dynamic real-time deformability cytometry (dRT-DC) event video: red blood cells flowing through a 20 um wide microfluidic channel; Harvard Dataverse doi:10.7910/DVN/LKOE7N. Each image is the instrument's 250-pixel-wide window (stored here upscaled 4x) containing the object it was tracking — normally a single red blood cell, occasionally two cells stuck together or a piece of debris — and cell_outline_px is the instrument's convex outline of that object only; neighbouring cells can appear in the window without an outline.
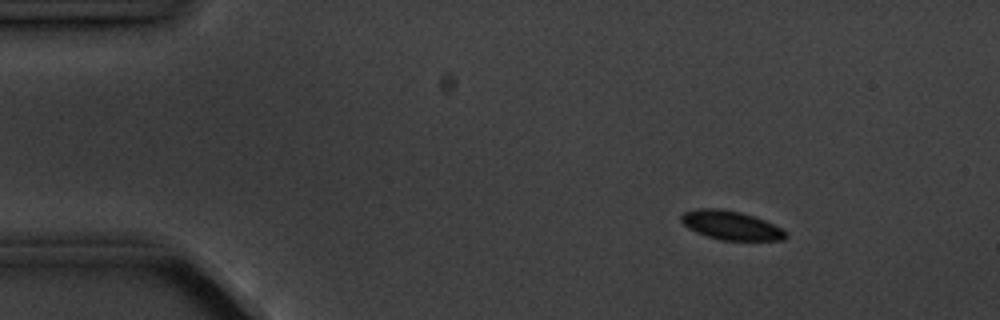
{"species": "common noctule bat (a hibernating species)", "species_latin": "Nyctalus noctula", "temperature_condition": "cold", "stored_images_in_passage": 7, "camera_frame_rate_fps": 3000, "um_per_image_px": 0.085, "animal": {"sex": "male", "body_mass_g": 20.1, "forearm_length_mm": 53.5}, "frame": {"image": 1, "passage_image": 3, "time_ms": 2.333, "image_size_px": [1000, 320], "cell_outline_px": [[788, 236], [784, 240], [720, 240], [696, 232], [688, 228], [680, 220], [680, 216], [684, 212], [696, 208], [720, 208], [740, 212], [764, 220], [788, 232]], "centroid_in_image_um": [62.11, 19.15], "position_along_channel_um": 22.9, "area_um2": 17.57}}
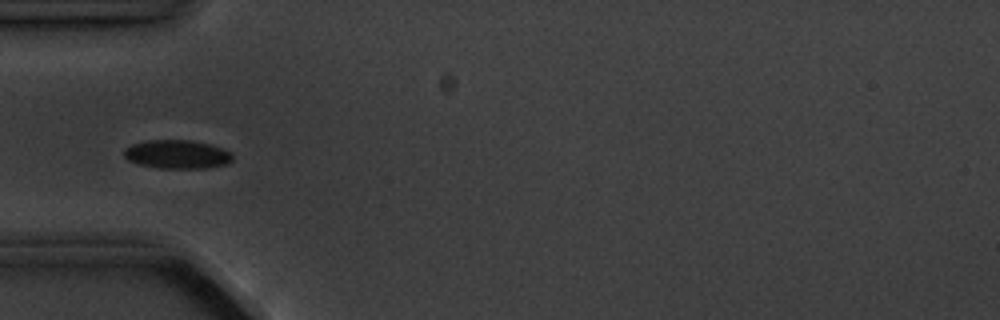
{"frame": {"image": 2, "passage_image": 6, "time_ms": 5.667, "image_size_px": [1000, 320], "cell_outline_px": [[232, 160], [228, 164], [208, 168], [156, 168], [136, 164], [128, 160], [124, 156], [124, 148], [132, 144], [144, 140], [192, 140], [208, 144], [232, 152]], "centroid_in_image_um": [15.03, 13.12], "position_along_channel_um": 70.0, "area_um2": 18.32}}
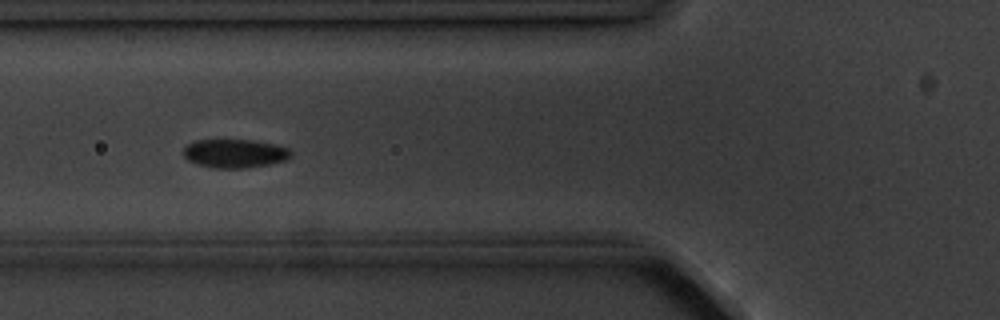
{"frame": {"image": 3, "passage_image": 7, "time_ms": 6.667, "image_size_px": [1000, 320], "cell_outline_px": [[292, 156], [288, 160], [268, 164], [244, 168], [212, 168], [196, 164], [188, 160], [184, 156], [184, 148], [188, 144], [196, 140], [252, 140], [276, 144], [288, 148], [292, 152]], "centroid_in_image_um": [19.98, 13.04], "position_along_channel_um": 105.8, "area_um2": 18.03}}